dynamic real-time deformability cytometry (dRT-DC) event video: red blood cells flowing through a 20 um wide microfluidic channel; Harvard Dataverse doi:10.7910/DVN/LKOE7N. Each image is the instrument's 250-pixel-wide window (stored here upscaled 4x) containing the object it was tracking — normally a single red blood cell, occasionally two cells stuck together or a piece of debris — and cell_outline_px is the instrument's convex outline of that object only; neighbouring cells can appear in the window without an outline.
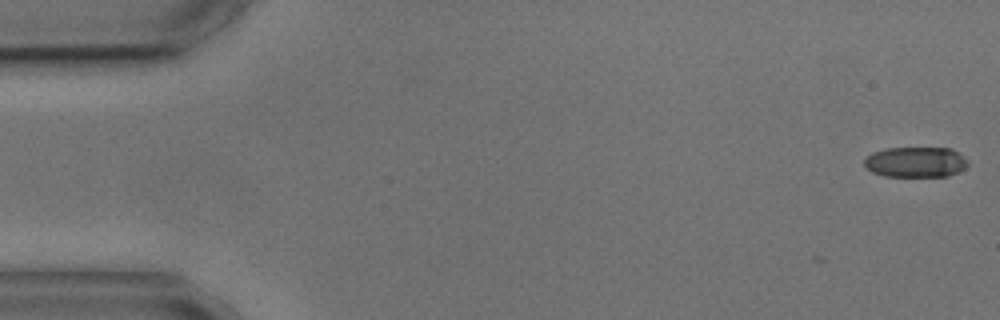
{"species": "common noctule bat (a hibernating species)", "species_latin": "Nyctalus noctula", "temperature_condition": "cold", "stored_images_in_passage": 4, "camera_frame_rate_fps": 3000, "um_per_image_px": 0.085, "animal": {"sex": "male", "body_mass_g": 17.9, "forearm_length_mm": 54.2}, "frame": {"image": 1, "passage_image": 1, "time_ms": 0.0, "image_size_px": [1000, 320], "cell_outline_px": [[968, 164], [964, 168], [948, 176], [884, 176], [872, 172], [864, 168], [864, 160], [872, 152], [884, 148], [952, 148], [968, 160]], "centroid_in_image_um": [77.8, 13.77], "position_along_channel_um": 7.2, "area_um2": 18.44}}
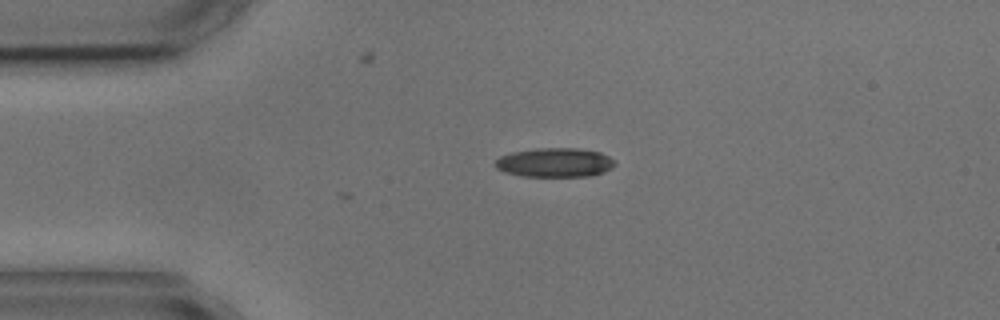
{"frame": {"image": 2, "passage_image": 3, "time_ms": 3.667, "image_size_px": [1000, 320], "cell_outline_px": [[616, 164], [612, 168], [604, 172], [588, 176], [520, 176], [504, 172], [496, 168], [496, 160], [500, 156], [512, 152], [536, 148], [576, 148], [600, 152], [608, 156]], "centroid_in_image_um": [47.15, 13.81], "position_along_channel_um": 37.9, "area_um2": 20.29}}